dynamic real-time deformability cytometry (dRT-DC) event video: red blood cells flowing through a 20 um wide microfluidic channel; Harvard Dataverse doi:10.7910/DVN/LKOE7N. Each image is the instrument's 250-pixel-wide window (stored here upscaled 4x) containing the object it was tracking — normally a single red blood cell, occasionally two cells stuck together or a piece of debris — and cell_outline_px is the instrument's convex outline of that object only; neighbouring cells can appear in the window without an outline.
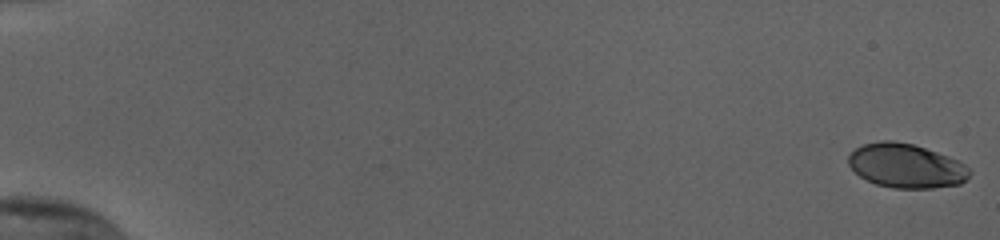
{"species": "human", "species_latin": "Homo sapiens", "temperature_condition": "cold", "stored_images_in_passage": 56, "camera_frame_rate_fps": 3000, "um_per_image_px": 0.085, "donor": {"sex": "female"}, "frame": {"image": 1, "passage_image": 1, "time_ms": 0.0, "image_size_px": [1000, 240], "cell_outline_px": [[972, 172], [960, 184], [932, 188], [892, 188], [876, 184], [860, 176], [848, 164], [848, 156], [856, 148], [864, 144], [880, 140], [892, 140], [912, 144], [948, 156], [964, 164]], "centroid_in_image_um": [77.01, 14.09], "position_along_channel_um": 8.0, "area_um2": 30.92}}
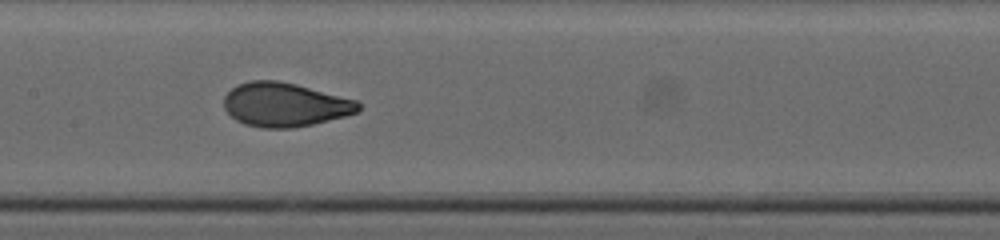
{"frame": {"image": 2, "passage_image": 30, "time_ms": 9.667, "image_size_px": [1000, 240], "cell_outline_px": [[360, 108], [356, 112], [344, 116], [312, 124], [292, 128], [264, 128], [244, 124], [236, 120], [224, 108], [224, 96], [236, 84], [252, 80], [276, 80], [296, 84], [356, 100], [360, 104]], "centroid_in_image_um": [24.17, 8.89], "position_along_channel_um": 183.2, "area_um2": 34.22}}
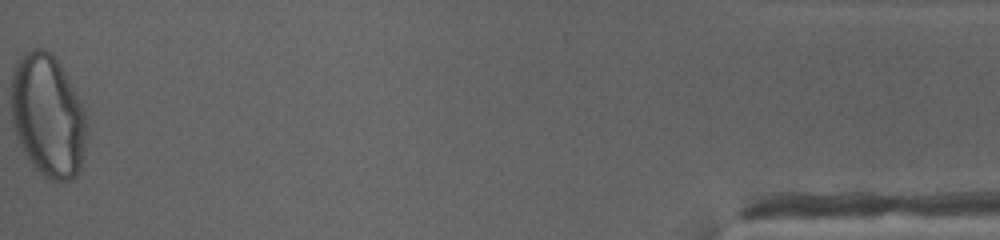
{"frame": {"image": 3, "passage_image": 56, "time_ms": 18.333, "image_size_px": [1000, 240], "cell_outline_px": [[88, 132], [80, 172], [72, 180], [48, 180], [32, 164], [24, 152], [12, 124], [12, 72], [16, 60], [24, 52], [32, 48], [44, 48], [52, 52], [60, 64], [76, 92], [88, 116]], "centroid_in_image_um": [4.1, 9.82], "position_along_channel_um": 431.1, "area_um2": 54.68}, "authors_computed_cell_mechanics": {"area_um2": 34.102, "velocity_mm_per_s": 3.8319, "shape_relaxation_time_tau1_ms": 4.0675, "shape_relaxation_time_tau2_ms": null, "deformation_change_tau1": 0.2029, "deformation_change_tau2": null}}